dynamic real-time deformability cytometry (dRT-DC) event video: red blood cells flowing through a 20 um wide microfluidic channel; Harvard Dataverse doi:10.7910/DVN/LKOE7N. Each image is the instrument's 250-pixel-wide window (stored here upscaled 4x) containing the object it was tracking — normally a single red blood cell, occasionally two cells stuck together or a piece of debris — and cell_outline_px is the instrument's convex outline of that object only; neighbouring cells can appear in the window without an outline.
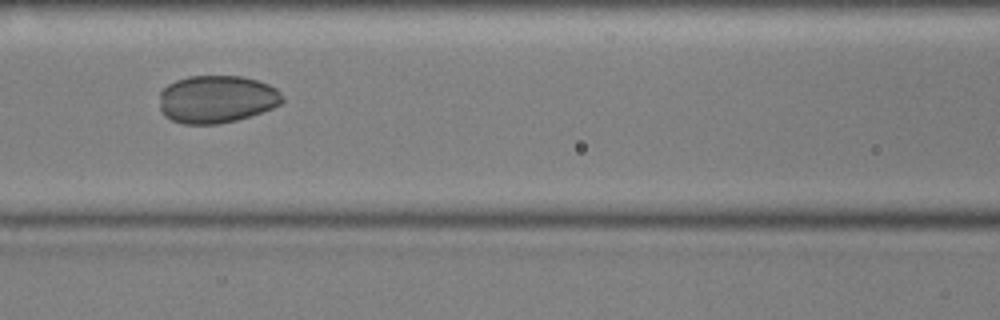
{"species": "common noctule bat (a hibernating species)", "species_latin": "Nyctalus noctula", "temperature_condition": "cold", "stored_images_in_passage": 41, "camera_frame_rate_fps": 3000, "um_per_image_px": 0.085, "animal": {"sex": "male", "body_mass_g": 17.9, "forearm_length_mm": 54.2}, "frame": {"image": 1, "passage_image": 9, "time_ms": 2.667, "image_size_px": [1000, 320], "cell_outline_px": [[284, 100], [280, 104], [272, 108], [236, 120], [216, 124], [184, 124], [172, 120], [164, 116], [160, 108], [160, 92], [168, 84], [176, 80], [188, 76], [240, 76], [256, 80], [268, 84], [276, 88]], "centroid_in_image_um": [18.39, 8.43], "position_along_channel_um": 148.2, "area_um2": 33.99}}
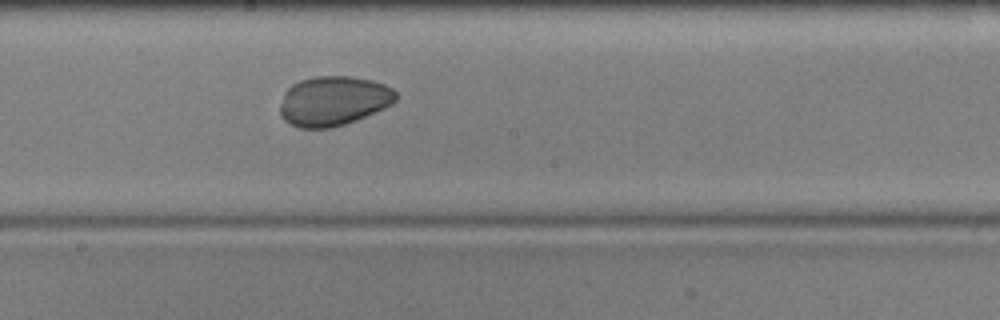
{"frame": {"image": 2, "passage_image": 15, "time_ms": 4.667, "image_size_px": [1000, 320], "cell_outline_px": [[396, 100], [392, 104], [384, 108], [356, 120], [332, 128], [300, 128], [284, 120], [280, 116], [280, 104], [284, 92], [292, 84], [300, 80], [316, 76], [352, 76], [372, 80], [384, 84], [392, 88], [396, 92]], "centroid_in_image_um": [28.33, 8.57], "position_along_channel_um": 219.9, "area_um2": 33.58}}
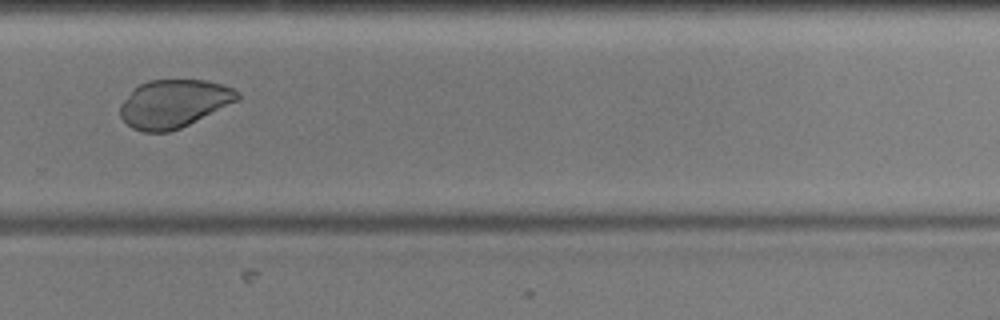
{"frame": {"image": 3, "passage_image": 23, "time_ms": 7.333, "image_size_px": [1000, 320], "cell_outline_px": [[240, 100], [180, 128], [168, 132], [144, 132], [132, 128], [120, 116], [120, 104], [140, 84], [148, 80], [208, 80], [232, 88], [240, 92]], "centroid_in_image_um": [14.8, 8.81], "position_along_channel_um": 315.0, "area_um2": 32.66}}